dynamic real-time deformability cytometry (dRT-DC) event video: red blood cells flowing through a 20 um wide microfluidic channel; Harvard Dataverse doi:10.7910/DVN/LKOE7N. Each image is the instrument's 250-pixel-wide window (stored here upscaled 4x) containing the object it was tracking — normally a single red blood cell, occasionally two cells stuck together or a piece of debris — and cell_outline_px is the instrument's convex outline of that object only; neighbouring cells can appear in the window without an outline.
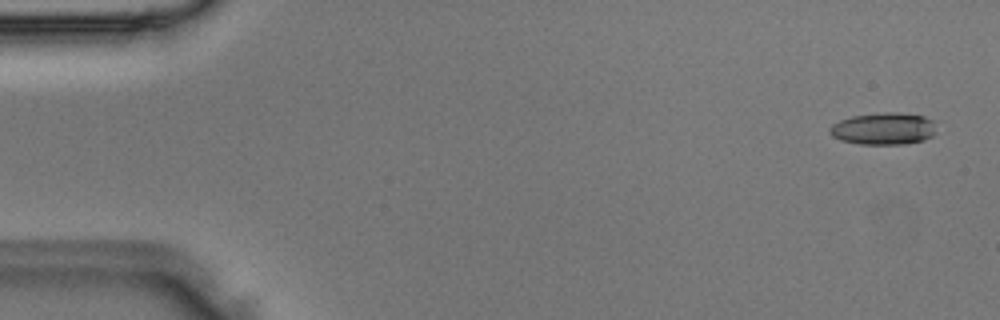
{"species": "Egyptian fruit bat (a non-hibernating species)", "species_latin": "Rousettus aegyptiacus", "temperature_condition": "room temperature", "stored_images_in_passage": 48, "camera_frame_rate_fps": 3000, "um_per_image_px": 0.085, "animal": {"sex": "male"}, "frame": {"image": 1, "passage_image": 2, "time_ms": 0.333, "image_size_px": [1000, 320], "cell_outline_px": [[936, 132], [932, 136], [924, 140], [904, 144], [860, 144], [840, 140], [832, 136], [828, 132], [828, 128], [832, 124], [840, 120], [852, 116], [884, 112], [896, 112], [924, 116], [932, 120]], "centroid_in_image_um": [75.08, 10.94], "position_along_channel_um": 9.9, "area_um2": 20.0}}
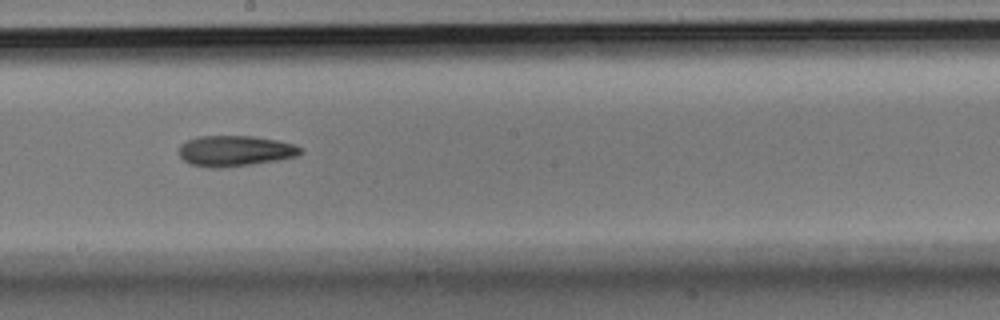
{"frame": {"image": 2, "passage_image": 27, "time_ms": 8.667, "image_size_px": [1000, 320], "cell_outline_px": [[304, 152], [296, 156], [276, 160], [252, 164], [220, 168], [212, 168], [188, 164], [180, 156], [180, 144], [196, 136], [252, 136], [276, 140], [292, 144], [304, 148]], "centroid_in_image_um": [19.97, 12.83], "position_along_channel_um": 228.2, "area_um2": 21.73}}
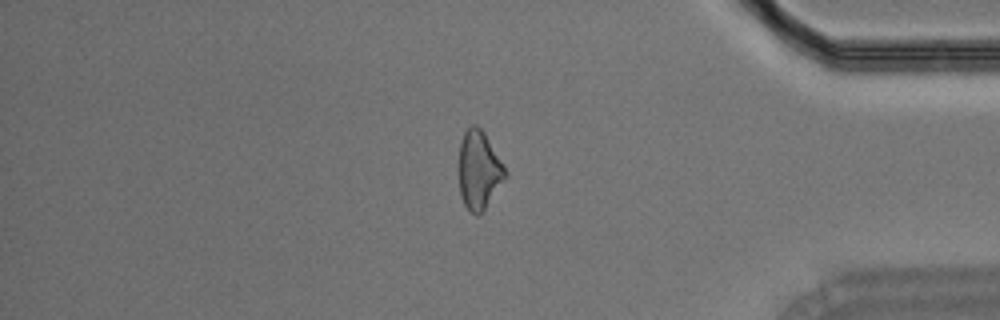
{"frame": {"image": 3, "passage_image": 41, "time_ms": 13.333, "image_size_px": [1000, 320], "cell_outline_px": [[508, 176], [484, 208], [476, 216], [464, 204], [460, 192], [460, 144], [464, 132], [472, 124], [476, 124], [484, 132], [504, 164], [508, 172]], "centroid_in_image_um": [40.74, 14.42], "position_along_channel_um": 394.5, "area_um2": 20.87}}